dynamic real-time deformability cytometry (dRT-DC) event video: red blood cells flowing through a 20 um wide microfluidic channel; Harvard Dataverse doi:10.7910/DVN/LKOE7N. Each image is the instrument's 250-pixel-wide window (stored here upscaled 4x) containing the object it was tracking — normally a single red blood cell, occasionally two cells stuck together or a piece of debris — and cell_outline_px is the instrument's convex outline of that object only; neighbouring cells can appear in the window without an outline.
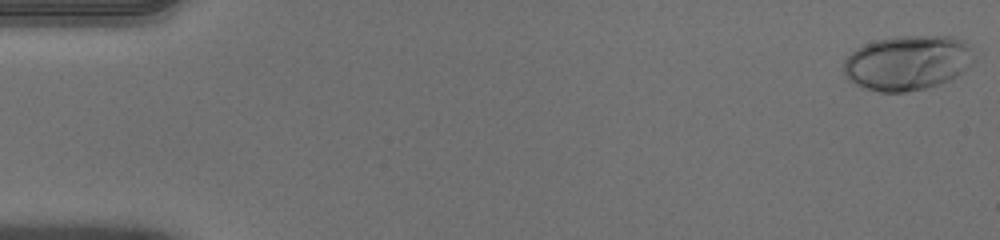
{"species": "human", "species_latin": "Homo sapiens", "temperature_condition": "warm", "stored_images_in_passage": 52, "camera_frame_rate_fps": 3000, "um_per_image_px": 0.085, "donor": {"sex": "male"}, "frame": {"image": 1, "passage_image": 1, "time_ms": 0.0, "image_size_px": [1000, 240], "cell_outline_px": [[976, 60], [964, 72], [952, 80], [928, 88], [904, 92], [880, 92], [864, 88], [852, 84], [844, 76], [844, 60], [856, 48], [864, 44], [876, 40], [896, 36], [956, 36], [964, 40], [972, 48]], "centroid_in_image_um": [77.18, 5.34], "position_along_channel_um": 7.8, "area_um2": 42.54}}
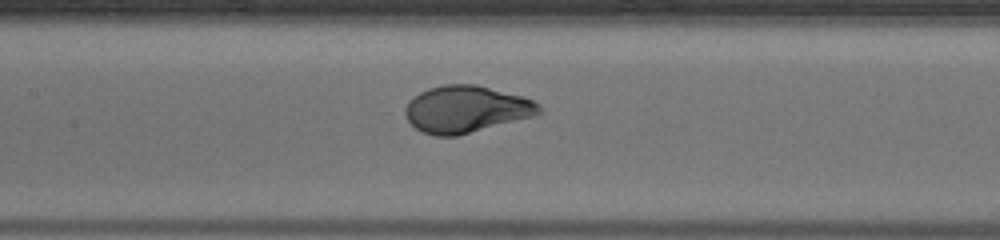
{"frame": {"image": 2, "passage_image": 25, "time_ms": 8.0, "image_size_px": [1000, 240], "cell_outline_px": [[540, 112], [532, 116], [456, 136], [436, 136], [424, 132], [416, 128], [408, 120], [404, 112], [404, 108], [408, 100], [420, 92], [428, 88], [444, 84], [476, 84], [524, 96], [540, 104]], "centroid_in_image_um": [39.59, 9.26], "position_along_channel_um": 167.8, "area_um2": 36.41}}
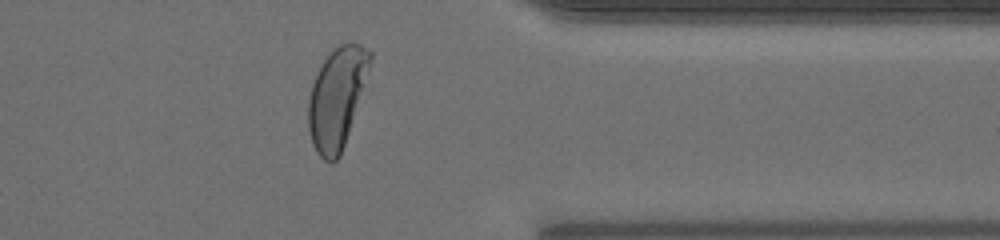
{"frame": {"image": 3, "passage_image": 42, "time_ms": 13.667, "image_size_px": [1000, 240], "cell_outline_px": [[372, 60], [340, 156], [336, 160], [324, 160], [316, 152], [312, 144], [308, 128], [308, 100], [312, 84], [324, 60], [340, 44], [360, 44], [372, 52]], "centroid_in_image_um": [28.61, 8.33], "position_along_channel_um": 382.8, "area_um2": 35.2}, "authors_computed_cell_mechanics": {"area_um2": 36.5007, "velocity_mm_per_s": 3.9605, "shape_relaxation_time_tau1_ms": 3.2595, "shape_relaxation_time_tau2_ms": null, "deformation_change_tau1": 0.2079, "deformation_change_tau2": null}}